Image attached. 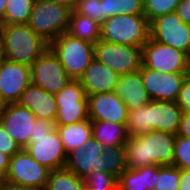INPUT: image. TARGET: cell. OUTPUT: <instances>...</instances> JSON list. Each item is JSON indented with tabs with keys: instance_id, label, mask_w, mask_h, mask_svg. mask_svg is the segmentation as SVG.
I'll list each match as a JSON object with an SVG mask.
<instances>
[{
	"instance_id": "4dcf8cb0",
	"label": "cell",
	"mask_w": 190,
	"mask_h": 190,
	"mask_svg": "<svg viewBox=\"0 0 190 190\" xmlns=\"http://www.w3.org/2000/svg\"><path fill=\"white\" fill-rule=\"evenodd\" d=\"M181 0H144V16L151 23L156 18L176 11Z\"/></svg>"
},
{
	"instance_id": "ee69618b",
	"label": "cell",
	"mask_w": 190,
	"mask_h": 190,
	"mask_svg": "<svg viewBox=\"0 0 190 190\" xmlns=\"http://www.w3.org/2000/svg\"><path fill=\"white\" fill-rule=\"evenodd\" d=\"M50 1H53L60 5L66 6V7L70 8L71 10L74 9L75 4H76V0H50Z\"/></svg>"
},
{
	"instance_id": "4fadbf2b",
	"label": "cell",
	"mask_w": 190,
	"mask_h": 190,
	"mask_svg": "<svg viewBox=\"0 0 190 190\" xmlns=\"http://www.w3.org/2000/svg\"><path fill=\"white\" fill-rule=\"evenodd\" d=\"M189 73H161L141 65L143 85L151 100L176 102Z\"/></svg>"
},
{
	"instance_id": "74e56055",
	"label": "cell",
	"mask_w": 190,
	"mask_h": 190,
	"mask_svg": "<svg viewBox=\"0 0 190 190\" xmlns=\"http://www.w3.org/2000/svg\"><path fill=\"white\" fill-rule=\"evenodd\" d=\"M56 129V125L54 122L36 118L33 132L30 137H41L47 136L52 133Z\"/></svg>"
},
{
	"instance_id": "d4e9b609",
	"label": "cell",
	"mask_w": 190,
	"mask_h": 190,
	"mask_svg": "<svg viewBox=\"0 0 190 190\" xmlns=\"http://www.w3.org/2000/svg\"><path fill=\"white\" fill-rule=\"evenodd\" d=\"M67 33L82 41L95 44L100 40V23L72 10Z\"/></svg>"
},
{
	"instance_id": "60d3db41",
	"label": "cell",
	"mask_w": 190,
	"mask_h": 190,
	"mask_svg": "<svg viewBox=\"0 0 190 190\" xmlns=\"http://www.w3.org/2000/svg\"><path fill=\"white\" fill-rule=\"evenodd\" d=\"M178 190H190V170L180 169V182Z\"/></svg>"
},
{
	"instance_id": "7c38bea8",
	"label": "cell",
	"mask_w": 190,
	"mask_h": 190,
	"mask_svg": "<svg viewBox=\"0 0 190 190\" xmlns=\"http://www.w3.org/2000/svg\"><path fill=\"white\" fill-rule=\"evenodd\" d=\"M36 116L19 103H10L0 109V123L7 134L24 149L30 142Z\"/></svg>"
},
{
	"instance_id": "52a82bcc",
	"label": "cell",
	"mask_w": 190,
	"mask_h": 190,
	"mask_svg": "<svg viewBox=\"0 0 190 190\" xmlns=\"http://www.w3.org/2000/svg\"><path fill=\"white\" fill-rule=\"evenodd\" d=\"M94 59L121 76L141 68L142 47L99 40L94 44Z\"/></svg>"
},
{
	"instance_id": "ab89813d",
	"label": "cell",
	"mask_w": 190,
	"mask_h": 190,
	"mask_svg": "<svg viewBox=\"0 0 190 190\" xmlns=\"http://www.w3.org/2000/svg\"><path fill=\"white\" fill-rule=\"evenodd\" d=\"M176 135L190 138V112L183 111L180 127Z\"/></svg>"
},
{
	"instance_id": "3957f363",
	"label": "cell",
	"mask_w": 190,
	"mask_h": 190,
	"mask_svg": "<svg viewBox=\"0 0 190 190\" xmlns=\"http://www.w3.org/2000/svg\"><path fill=\"white\" fill-rule=\"evenodd\" d=\"M150 37V23L144 15H118L100 24V40L142 47Z\"/></svg>"
},
{
	"instance_id": "f1b7e54d",
	"label": "cell",
	"mask_w": 190,
	"mask_h": 190,
	"mask_svg": "<svg viewBox=\"0 0 190 190\" xmlns=\"http://www.w3.org/2000/svg\"><path fill=\"white\" fill-rule=\"evenodd\" d=\"M102 155L104 172L112 173L118 178L127 169L125 146H108Z\"/></svg>"
},
{
	"instance_id": "f6af8a7d",
	"label": "cell",
	"mask_w": 190,
	"mask_h": 190,
	"mask_svg": "<svg viewBox=\"0 0 190 190\" xmlns=\"http://www.w3.org/2000/svg\"><path fill=\"white\" fill-rule=\"evenodd\" d=\"M7 0H0V25H3L4 12L6 9Z\"/></svg>"
},
{
	"instance_id": "d6a6232c",
	"label": "cell",
	"mask_w": 190,
	"mask_h": 190,
	"mask_svg": "<svg viewBox=\"0 0 190 190\" xmlns=\"http://www.w3.org/2000/svg\"><path fill=\"white\" fill-rule=\"evenodd\" d=\"M180 182V169L174 165L158 167L157 185L153 190H178Z\"/></svg>"
},
{
	"instance_id": "836d02e7",
	"label": "cell",
	"mask_w": 190,
	"mask_h": 190,
	"mask_svg": "<svg viewBox=\"0 0 190 190\" xmlns=\"http://www.w3.org/2000/svg\"><path fill=\"white\" fill-rule=\"evenodd\" d=\"M73 11L77 14L90 17L100 24L105 21L102 0H76Z\"/></svg>"
},
{
	"instance_id": "603a6c76",
	"label": "cell",
	"mask_w": 190,
	"mask_h": 190,
	"mask_svg": "<svg viewBox=\"0 0 190 190\" xmlns=\"http://www.w3.org/2000/svg\"><path fill=\"white\" fill-rule=\"evenodd\" d=\"M94 140L105 148L108 146H125L129 139L126 124H117L107 121H91Z\"/></svg>"
},
{
	"instance_id": "d6986e66",
	"label": "cell",
	"mask_w": 190,
	"mask_h": 190,
	"mask_svg": "<svg viewBox=\"0 0 190 190\" xmlns=\"http://www.w3.org/2000/svg\"><path fill=\"white\" fill-rule=\"evenodd\" d=\"M150 131L177 134L183 110L177 102L151 100L148 103Z\"/></svg>"
},
{
	"instance_id": "7bdbcfd3",
	"label": "cell",
	"mask_w": 190,
	"mask_h": 190,
	"mask_svg": "<svg viewBox=\"0 0 190 190\" xmlns=\"http://www.w3.org/2000/svg\"><path fill=\"white\" fill-rule=\"evenodd\" d=\"M2 190H45V189L39 187L19 186V185L4 183Z\"/></svg>"
},
{
	"instance_id": "e0dca14e",
	"label": "cell",
	"mask_w": 190,
	"mask_h": 190,
	"mask_svg": "<svg viewBox=\"0 0 190 190\" xmlns=\"http://www.w3.org/2000/svg\"><path fill=\"white\" fill-rule=\"evenodd\" d=\"M88 98V117L91 121L127 124L128 108L114 91L97 93Z\"/></svg>"
},
{
	"instance_id": "8992f818",
	"label": "cell",
	"mask_w": 190,
	"mask_h": 190,
	"mask_svg": "<svg viewBox=\"0 0 190 190\" xmlns=\"http://www.w3.org/2000/svg\"><path fill=\"white\" fill-rule=\"evenodd\" d=\"M142 65L161 73H190V57L149 37L142 46Z\"/></svg>"
},
{
	"instance_id": "1f68e13d",
	"label": "cell",
	"mask_w": 190,
	"mask_h": 190,
	"mask_svg": "<svg viewBox=\"0 0 190 190\" xmlns=\"http://www.w3.org/2000/svg\"><path fill=\"white\" fill-rule=\"evenodd\" d=\"M118 178L112 173L92 171L84 179V190H118Z\"/></svg>"
},
{
	"instance_id": "6da1fadb",
	"label": "cell",
	"mask_w": 190,
	"mask_h": 190,
	"mask_svg": "<svg viewBox=\"0 0 190 190\" xmlns=\"http://www.w3.org/2000/svg\"><path fill=\"white\" fill-rule=\"evenodd\" d=\"M176 134L150 131L129 137L125 143L127 169L150 165H173Z\"/></svg>"
},
{
	"instance_id": "f35d334b",
	"label": "cell",
	"mask_w": 190,
	"mask_h": 190,
	"mask_svg": "<svg viewBox=\"0 0 190 190\" xmlns=\"http://www.w3.org/2000/svg\"><path fill=\"white\" fill-rule=\"evenodd\" d=\"M175 12L183 23L190 25V0H181Z\"/></svg>"
},
{
	"instance_id": "b9f144b4",
	"label": "cell",
	"mask_w": 190,
	"mask_h": 190,
	"mask_svg": "<svg viewBox=\"0 0 190 190\" xmlns=\"http://www.w3.org/2000/svg\"><path fill=\"white\" fill-rule=\"evenodd\" d=\"M10 158L11 157L9 155H6L0 151V176L3 178L7 174Z\"/></svg>"
},
{
	"instance_id": "30bf717a",
	"label": "cell",
	"mask_w": 190,
	"mask_h": 190,
	"mask_svg": "<svg viewBox=\"0 0 190 190\" xmlns=\"http://www.w3.org/2000/svg\"><path fill=\"white\" fill-rule=\"evenodd\" d=\"M150 37L190 57V25L183 23L176 12L160 16L150 23Z\"/></svg>"
},
{
	"instance_id": "7402d4cb",
	"label": "cell",
	"mask_w": 190,
	"mask_h": 190,
	"mask_svg": "<svg viewBox=\"0 0 190 190\" xmlns=\"http://www.w3.org/2000/svg\"><path fill=\"white\" fill-rule=\"evenodd\" d=\"M159 165L126 169L117 181L118 190H153L157 185Z\"/></svg>"
},
{
	"instance_id": "44dd1931",
	"label": "cell",
	"mask_w": 190,
	"mask_h": 190,
	"mask_svg": "<svg viewBox=\"0 0 190 190\" xmlns=\"http://www.w3.org/2000/svg\"><path fill=\"white\" fill-rule=\"evenodd\" d=\"M114 92L126 104L128 110L145 106L151 101L143 85L141 68L135 72L121 75Z\"/></svg>"
},
{
	"instance_id": "ac0fdd59",
	"label": "cell",
	"mask_w": 190,
	"mask_h": 190,
	"mask_svg": "<svg viewBox=\"0 0 190 190\" xmlns=\"http://www.w3.org/2000/svg\"><path fill=\"white\" fill-rule=\"evenodd\" d=\"M119 77L115 71L93 59L78 81L84 88L85 95L91 96L114 91Z\"/></svg>"
},
{
	"instance_id": "5b68a950",
	"label": "cell",
	"mask_w": 190,
	"mask_h": 190,
	"mask_svg": "<svg viewBox=\"0 0 190 190\" xmlns=\"http://www.w3.org/2000/svg\"><path fill=\"white\" fill-rule=\"evenodd\" d=\"M72 10L50 0H36L28 26L49 43L67 32Z\"/></svg>"
},
{
	"instance_id": "d590c367",
	"label": "cell",
	"mask_w": 190,
	"mask_h": 190,
	"mask_svg": "<svg viewBox=\"0 0 190 190\" xmlns=\"http://www.w3.org/2000/svg\"><path fill=\"white\" fill-rule=\"evenodd\" d=\"M21 148L17 143L7 134L4 127L0 123V151L12 157Z\"/></svg>"
},
{
	"instance_id": "5bb4252c",
	"label": "cell",
	"mask_w": 190,
	"mask_h": 190,
	"mask_svg": "<svg viewBox=\"0 0 190 190\" xmlns=\"http://www.w3.org/2000/svg\"><path fill=\"white\" fill-rule=\"evenodd\" d=\"M31 83V67L4 59L0 64V97L4 105L18 103Z\"/></svg>"
},
{
	"instance_id": "e575fe53",
	"label": "cell",
	"mask_w": 190,
	"mask_h": 190,
	"mask_svg": "<svg viewBox=\"0 0 190 190\" xmlns=\"http://www.w3.org/2000/svg\"><path fill=\"white\" fill-rule=\"evenodd\" d=\"M173 165L190 170V138L176 135Z\"/></svg>"
},
{
	"instance_id": "4316f807",
	"label": "cell",
	"mask_w": 190,
	"mask_h": 190,
	"mask_svg": "<svg viewBox=\"0 0 190 190\" xmlns=\"http://www.w3.org/2000/svg\"><path fill=\"white\" fill-rule=\"evenodd\" d=\"M36 0H7L3 25L28 24Z\"/></svg>"
},
{
	"instance_id": "bcb514c9",
	"label": "cell",
	"mask_w": 190,
	"mask_h": 190,
	"mask_svg": "<svg viewBox=\"0 0 190 190\" xmlns=\"http://www.w3.org/2000/svg\"><path fill=\"white\" fill-rule=\"evenodd\" d=\"M5 59V55H4V49L2 46V40L0 38V64L2 63V61Z\"/></svg>"
},
{
	"instance_id": "ffe728a7",
	"label": "cell",
	"mask_w": 190,
	"mask_h": 190,
	"mask_svg": "<svg viewBox=\"0 0 190 190\" xmlns=\"http://www.w3.org/2000/svg\"><path fill=\"white\" fill-rule=\"evenodd\" d=\"M18 103L27 107L36 118L55 121L58 110L55 95L43 90L40 86L30 83L23 91Z\"/></svg>"
},
{
	"instance_id": "277c9868",
	"label": "cell",
	"mask_w": 190,
	"mask_h": 190,
	"mask_svg": "<svg viewBox=\"0 0 190 190\" xmlns=\"http://www.w3.org/2000/svg\"><path fill=\"white\" fill-rule=\"evenodd\" d=\"M71 80H78L94 59V44L65 32L49 43Z\"/></svg>"
},
{
	"instance_id": "cb8c5ba5",
	"label": "cell",
	"mask_w": 190,
	"mask_h": 190,
	"mask_svg": "<svg viewBox=\"0 0 190 190\" xmlns=\"http://www.w3.org/2000/svg\"><path fill=\"white\" fill-rule=\"evenodd\" d=\"M56 130L67 154L83 146L86 141L93 137L90 119L70 125L56 126Z\"/></svg>"
},
{
	"instance_id": "2e32d148",
	"label": "cell",
	"mask_w": 190,
	"mask_h": 190,
	"mask_svg": "<svg viewBox=\"0 0 190 190\" xmlns=\"http://www.w3.org/2000/svg\"><path fill=\"white\" fill-rule=\"evenodd\" d=\"M105 147L90 138L83 146L67 154L65 168L75 173L80 179H86L92 171L104 172L102 153Z\"/></svg>"
},
{
	"instance_id": "c3c4849f",
	"label": "cell",
	"mask_w": 190,
	"mask_h": 190,
	"mask_svg": "<svg viewBox=\"0 0 190 190\" xmlns=\"http://www.w3.org/2000/svg\"><path fill=\"white\" fill-rule=\"evenodd\" d=\"M4 106V104L1 101V97H0V109Z\"/></svg>"
},
{
	"instance_id": "8fae6325",
	"label": "cell",
	"mask_w": 190,
	"mask_h": 190,
	"mask_svg": "<svg viewBox=\"0 0 190 190\" xmlns=\"http://www.w3.org/2000/svg\"><path fill=\"white\" fill-rule=\"evenodd\" d=\"M31 67V83L51 93H59L71 80L64 66L53 51L48 48Z\"/></svg>"
},
{
	"instance_id": "ba28073f",
	"label": "cell",
	"mask_w": 190,
	"mask_h": 190,
	"mask_svg": "<svg viewBox=\"0 0 190 190\" xmlns=\"http://www.w3.org/2000/svg\"><path fill=\"white\" fill-rule=\"evenodd\" d=\"M57 115L55 125H70L88 120V98L78 80H70L67 85L55 94Z\"/></svg>"
},
{
	"instance_id": "484cf974",
	"label": "cell",
	"mask_w": 190,
	"mask_h": 190,
	"mask_svg": "<svg viewBox=\"0 0 190 190\" xmlns=\"http://www.w3.org/2000/svg\"><path fill=\"white\" fill-rule=\"evenodd\" d=\"M45 190H84V180L66 168L56 169L50 171Z\"/></svg>"
},
{
	"instance_id": "8d00e7d4",
	"label": "cell",
	"mask_w": 190,
	"mask_h": 190,
	"mask_svg": "<svg viewBox=\"0 0 190 190\" xmlns=\"http://www.w3.org/2000/svg\"><path fill=\"white\" fill-rule=\"evenodd\" d=\"M176 102L183 111L190 112V73L186 75L182 83Z\"/></svg>"
},
{
	"instance_id": "9c48e42d",
	"label": "cell",
	"mask_w": 190,
	"mask_h": 190,
	"mask_svg": "<svg viewBox=\"0 0 190 190\" xmlns=\"http://www.w3.org/2000/svg\"><path fill=\"white\" fill-rule=\"evenodd\" d=\"M50 171L33 159L25 148L20 149L10 158L4 183L45 189Z\"/></svg>"
},
{
	"instance_id": "7dc6e473",
	"label": "cell",
	"mask_w": 190,
	"mask_h": 190,
	"mask_svg": "<svg viewBox=\"0 0 190 190\" xmlns=\"http://www.w3.org/2000/svg\"><path fill=\"white\" fill-rule=\"evenodd\" d=\"M0 185H4V178L0 176Z\"/></svg>"
},
{
	"instance_id": "9a60e30c",
	"label": "cell",
	"mask_w": 190,
	"mask_h": 190,
	"mask_svg": "<svg viewBox=\"0 0 190 190\" xmlns=\"http://www.w3.org/2000/svg\"><path fill=\"white\" fill-rule=\"evenodd\" d=\"M25 149L33 159L51 171L65 168L67 153L56 129L47 136L30 137Z\"/></svg>"
},
{
	"instance_id": "7a4b0ae2",
	"label": "cell",
	"mask_w": 190,
	"mask_h": 190,
	"mask_svg": "<svg viewBox=\"0 0 190 190\" xmlns=\"http://www.w3.org/2000/svg\"><path fill=\"white\" fill-rule=\"evenodd\" d=\"M5 59L31 66L48 48L49 42L28 24L0 25Z\"/></svg>"
},
{
	"instance_id": "83f0119b",
	"label": "cell",
	"mask_w": 190,
	"mask_h": 190,
	"mask_svg": "<svg viewBox=\"0 0 190 190\" xmlns=\"http://www.w3.org/2000/svg\"><path fill=\"white\" fill-rule=\"evenodd\" d=\"M105 20L118 15H144V0H102Z\"/></svg>"
},
{
	"instance_id": "f546056e",
	"label": "cell",
	"mask_w": 190,
	"mask_h": 190,
	"mask_svg": "<svg viewBox=\"0 0 190 190\" xmlns=\"http://www.w3.org/2000/svg\"><path fill=\"white\" fill-rule=\"evenodd\" d=\"M126 127L129 137L150 132L148 104L137 109L128 110Z\"/></svg>"
}]
</instances>
